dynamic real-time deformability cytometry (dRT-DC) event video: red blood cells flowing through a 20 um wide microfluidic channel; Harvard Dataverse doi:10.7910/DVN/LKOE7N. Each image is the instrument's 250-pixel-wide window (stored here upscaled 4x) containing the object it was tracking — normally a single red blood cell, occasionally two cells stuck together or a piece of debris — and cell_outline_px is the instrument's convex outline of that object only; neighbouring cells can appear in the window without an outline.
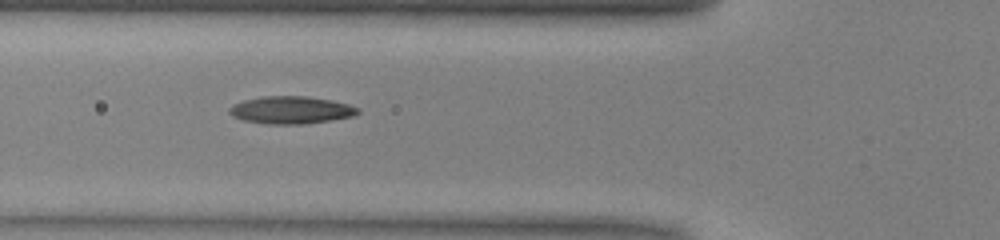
{"species": "common noctule bat (a hibernating species)", "species_latin": "Nyctalus noctula", "temperature_condition": "warm", "stored_images_in_passage": 36, "camera_frame_rate_fps": 3000, "um_per_image_px": 0.085, "animal": {"sex": "male", "body_mass_g": 13.0, "forearm_length_mm": 53.1}, "frame": {"image": 1, "passage_image": 6, "time_ms": 1.667, "image_size_px": [1000, 240], "cell_outline_px": [[360, 112], [352, 116], [332, 120], [304, 124], [268, 124], [244, 120], [232, 116], [228, 112], [228, 108], [232, 104], [244, 100], [264, 96], [308, 96], [332, 100], [348, 104], [360, 108]], "centroid_in_image_um": [24.73, 9.35], "position_along_channel_um": 101.1, "area_um2": 20.69}, "authors_computed_cell_mechanics": {"area_um2": 19.5364, "velocity_mm_per_s": 4.0792, "shape_relaxation_time_tau1_ms": 5.8903, "shape_relaxation_time_tau2_ms": 2.1644, "deformation_change_tau1": 0.1858, "deformation_change_tau2": 0.1074}}